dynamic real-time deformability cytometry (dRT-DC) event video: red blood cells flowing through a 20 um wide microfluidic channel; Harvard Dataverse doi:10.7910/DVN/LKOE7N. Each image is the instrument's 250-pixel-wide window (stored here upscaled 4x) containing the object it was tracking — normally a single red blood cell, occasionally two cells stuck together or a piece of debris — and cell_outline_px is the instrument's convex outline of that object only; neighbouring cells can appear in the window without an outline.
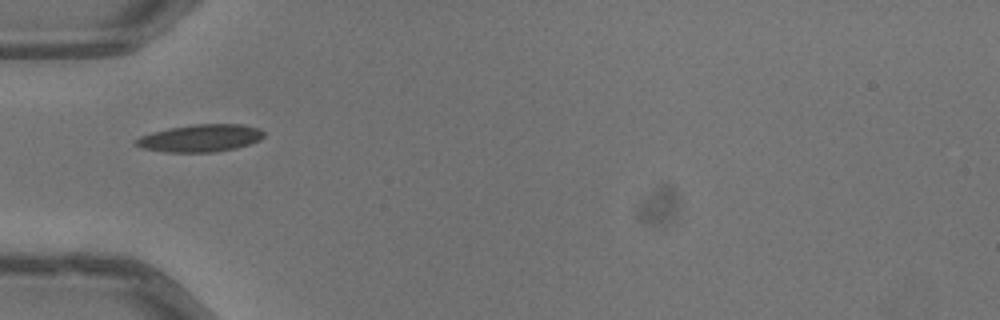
{"species": "common noctule bat (a hibernating species)", "species_latin": "Nyctalus noctula", "temperature_condition": "warm", "stored_images_in_passage": 5, "camera_frame_rate_fps": 3000, "um_per_image_px": 0.085, "animal": {"sex": "male", "body_mass_g": 13.3}, "frame": {"image": 1, "passage_image": 1, "time_ms": 0.0, "image_size_px": [1000, 320], "cell_outline_px": [[264, 136], [260, 140], [236, 148], [212, 152], [164, 152], [144, 148], [136, 144], [136, 140], [140, 136], [152, 132], [168, 128], [192, 124], [244, 124], [260, 128], [264, 132]], "centroid_in_image_um": [17.07, 11.73], "position_along_channel_um": 67.9, "area_um2": 20.4}}
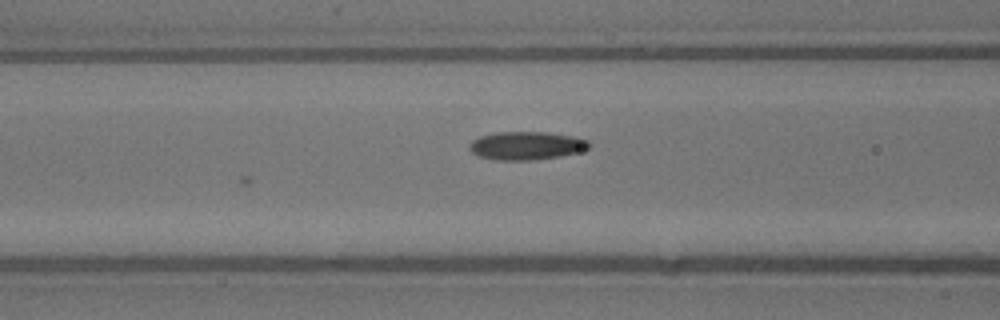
{"frame": {"image": 2, "passage_image": 5, "time_ms": 1.333, "image_size_px": [1000, 320], "cell_outline_px": [[592, 144], [588, 148], [576, 152], [560, 156], [532, 160], [496, 160], [476, 156], [468, 148], [468, 144], [472, 140], [480, 136], [496, 132], [548, 132], [572, 136], [588, 140]], "centroid_in_image_um": [44.7, 12.38], "position_along_channel_um": 121.9, "area_um2": 19.77}}